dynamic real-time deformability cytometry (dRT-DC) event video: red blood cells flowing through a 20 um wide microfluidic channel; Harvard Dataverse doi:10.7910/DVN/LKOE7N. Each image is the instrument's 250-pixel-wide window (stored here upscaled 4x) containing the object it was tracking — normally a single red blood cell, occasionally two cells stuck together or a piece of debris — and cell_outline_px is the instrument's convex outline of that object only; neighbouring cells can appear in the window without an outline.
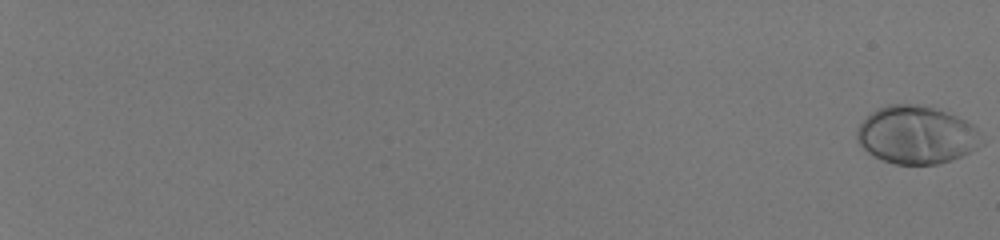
{"species": "human", "species_latin": "Homo sapiens", "temperature_condition": "room temperature", "stored_images_in_passage": 58, "camera_frame_rate_fps": 3000, "um_per_image_px": 0.085, "donor": {"sex": "male"}, "frame": {"image": 1, "passage_image": 1, "time_ms": 0.0, "image_size_px": [1000, 240], "cell_outline_px": [[984, 144], [952, 160], [940, 164], [896, 164], [884, 160], [868, 152], [856, 140], [856, 128], [872, 112], [888, 104], [916, 104], [936, 108], [956, 116], [972, 124], [976, 128]], "centroid_in_image_um": [77.9, 11.47], "position_along_channel_um": 7.1, "area_um2": 41.79}}
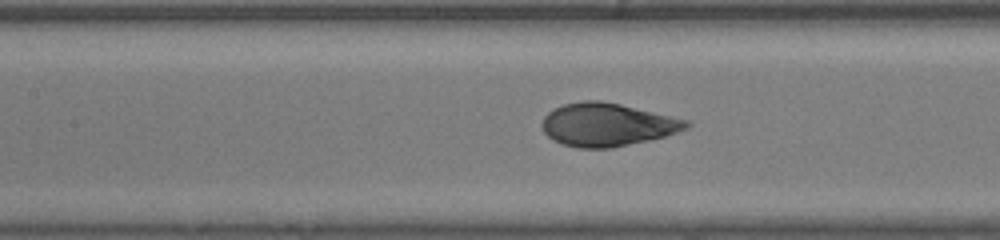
{"frame": {"image": 2, "passage_image": 34, "time_ms": 11.0, "image_size_px": [1000, 240], "cell_outline_px": [[692, 124], [688, 128], [664, 136], [648, 140], [612, 148], [576, 148], [560, 144], [552, 140], [544, 132], [540, 124], [544, 116], [552, 108], [564, 104], [584, 100], [600, 100], [620, 104], [672, 116], [688, 120]], "centroid_in_image_um": [51.57, 10.6], "position_along_channel_um": 155.8, "area_um2": 36.41}}
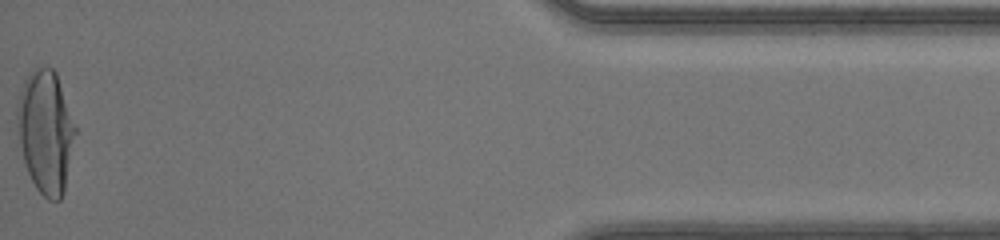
{"frame": {"image": 3, "passage_image": 58, "time_ms": 19.0, "image_size_px": [1000, 240], "cell_outline_px": [[76, 132], [64, 192], [60, 200], [48, 200], [36, 188], [28, 172], [24, 160], [20, 144], [16, 116], [16, 108], [20, 92], [24, 80], [36, 68], [52, 68], [56, 72], [76, 128]], "centroid_in_image_um": [3.88, 11.2], "position_along_channel_um": 431.3, "area_um2": 41.1}, "authors_computed_cell_mechanics": {"area_um2": 37.859, "velocity_mm_per_s": 4.1378, "shape_relaxation_time_tau1_ms": 3.6678, "shape_relaxation_time_tau2_ms": null, "deformation_change_tau1": 0.209, "deformation_change_tau2": null}}